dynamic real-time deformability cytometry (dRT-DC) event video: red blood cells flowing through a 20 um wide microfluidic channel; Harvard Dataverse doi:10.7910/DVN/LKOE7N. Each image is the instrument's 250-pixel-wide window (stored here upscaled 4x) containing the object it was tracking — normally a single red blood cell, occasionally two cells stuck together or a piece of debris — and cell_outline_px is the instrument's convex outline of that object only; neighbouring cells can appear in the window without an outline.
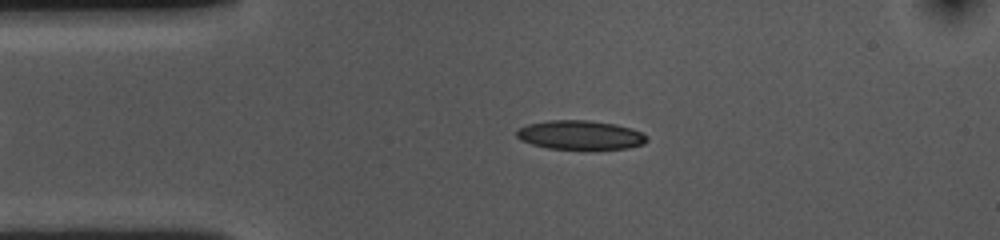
{"species": "common noctule bat (a hibernating species)", "species_latin": "Nyctalus noctula", "temperature_condition": "cold", "stored_images_in_passage": 47, "camera_frame_rate_fps": 3000, "um_per_image_px": 0.085, "animal": {"sex": "female", "body_mass_g": 10.0, "forearm_length_mm": 53.1}, "frame": {"image": 1, "passage_image": 4, "time_ms": 1.0, "image_size_px": [1000, 240], "cell_outline_px": [[648, 140], [644, 144], [628, 148], [548, 148], [532, 144], [520, 140], [516, 136], [516, 132], [520, 128], [528, 124], [548, 120], [588, 120], [616, 124], [632, 128], [648, 136]], "centroid_in_image_um": [49.33, 11.46], "position_along_channel_um": 35.7, "area_um2": 21.85}}
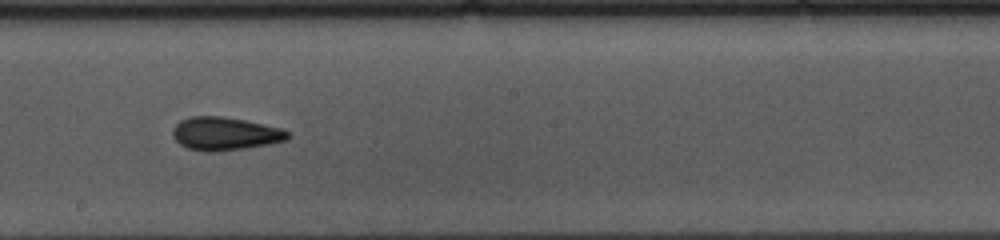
{"frame": {"image": 2, "passage_image": 22, "time_ms": 7.0, "image_size_px": [1000, 240], "cell_outline_px": [[288, 140], [248, 148], [216, 152], [208, 152], [188, 148], [180, 144], [172, 136], [172, 128], [180, 120], [188, 116], [220, 116], [244, 120], [284, 128], [288, 132]], "centroid_in_image_um": [19.11, 11.36], "position_along_channel_um": 229.1, "area_um2": 22.43}}
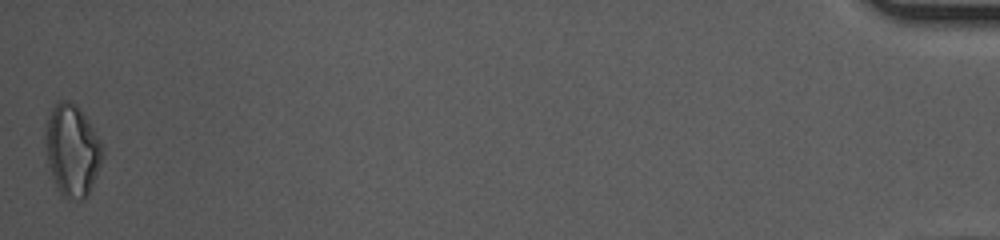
{"frame": {"image": 3, "passage_image": 47, "time_ms": 15.333, "image_size_px": [1000, 240], "cell_outline_px": [[104, 152], [96, 176], [88, 196], [84, 200], [68, 200], [60, 192], [48, 168], [44, 132], [48, 116], [56, 100], [68, 100], [76, 104], [80, 108], [100, 140], [104, 148]], "centroid_in_image_um": [6.12, 12.77], "position_along_channel_um": 429.1, "area_um2": 30.81}, "authors_computed_cell_mechanics": {"area_um2": 21.675, "velocity_mm_per_s": 3.6217, "shape_relaxation_time_tau1_ms": 7.7339, "shape_relaxation_time_tau2_ms": 5.54, "deformation_change_tau1": 0.1592, "deformation_change_tau2": 0.1368}}